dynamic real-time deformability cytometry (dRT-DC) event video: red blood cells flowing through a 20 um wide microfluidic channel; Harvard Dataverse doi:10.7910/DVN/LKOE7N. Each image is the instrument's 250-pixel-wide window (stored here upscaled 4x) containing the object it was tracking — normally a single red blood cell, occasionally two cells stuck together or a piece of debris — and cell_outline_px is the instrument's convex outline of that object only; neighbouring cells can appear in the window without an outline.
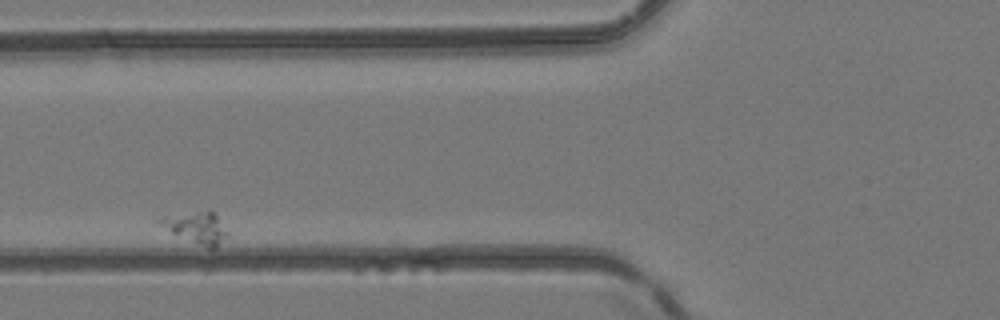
{"species": "common noctule bat (a hibernating species)", "species_latin": "Nyctalus noctula", "temperature_condition": "room temperature", "stored_images_in_passage": 6, "camera_frame_rate_fps": 3000, "um_per_image_px": 0.085, "animal": {"sex": "female", "body_mass_g": 24.6, "forearm_length_mm": 56.2}, "frame": {"image": 1, "passage_image": 2, "time_ms": 0.333, "image_size_px": [1000, 320], "cell_outline_px": [[228, 236], [212, 252], [172, 232], [152, 220], [156, 216], [196, 212], [216, 212], [228, 232]], "centroid_in_image_um": [16.68, 19.37], "position_along_channel_um": 109.1, "area_um2": 12.77}}
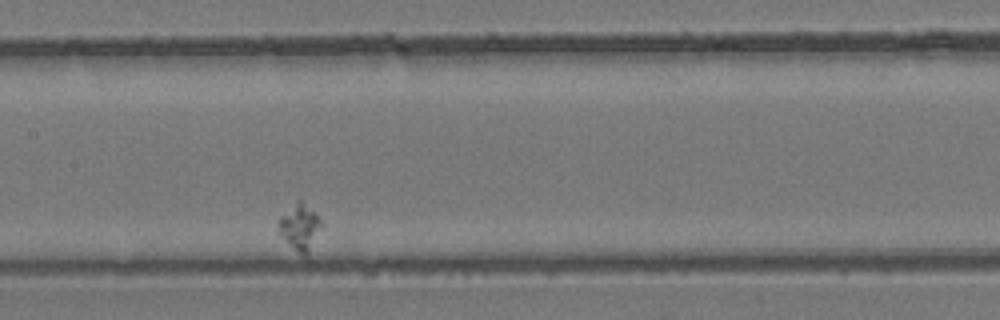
{"frame": {"image": 2, "passage_image": 4, "time_ms": 1.0, "image_size_px": [1000, 320], "cell_outline_px": [[324, 224], [308, 252], [304, 256], [280, 232], [276, 220], [280, 216], [300, 200]], "centroid_in_image_um": [25.5, 19.28], "position_along_channel_um": 181.9, "area_um2": 10.58}}
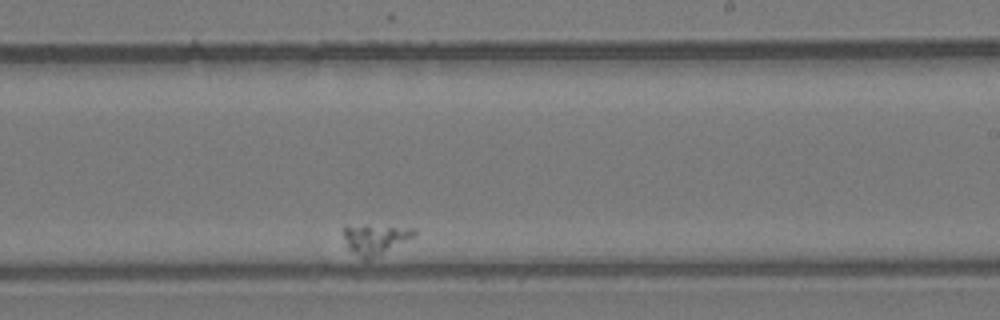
{"frame": {"image": 3, "passage_image": 6, "time_ms": 1.667, "image_size_px": [1000, 320], "cell_outline_px": [[416, 236], [380, 256], [368, 260], [364, 260], [344, 248], [340, 228], [344, 224], [364, 224], [416, 228]], "centroid_in_image_um": [31.79, 20.31], "position_along_channel_um": 257.2, "area_um2": 13.64}}